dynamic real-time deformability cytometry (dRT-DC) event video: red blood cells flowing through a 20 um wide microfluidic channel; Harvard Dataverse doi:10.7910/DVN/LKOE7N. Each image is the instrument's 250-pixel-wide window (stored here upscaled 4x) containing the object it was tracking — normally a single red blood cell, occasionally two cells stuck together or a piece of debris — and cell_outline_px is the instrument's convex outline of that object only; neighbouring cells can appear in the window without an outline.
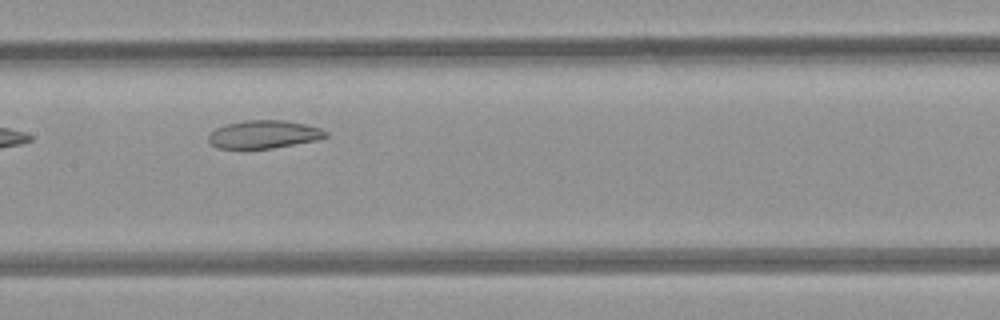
{"species": "common noctule bat (a hibernating species)", "species_latin": "Nyctalus noctula", "temperature_condition": "room temperature", "stored_images_in_passage": 9, "camera_frame_rate_fps": 3000, "um_per_image_px": 0.085, "animal": {"sex": "female", "body_mass_g": 21.9}, "frame": {"image": 1, "passage_image": 8, "time_ms": 8.667, "image_size_px": [1000, 320], "cell_outline_px": [[328, 136], [316, 140], [272, 148], [216, 148], [208, 140], [208, 136], [216, 128], [224, 124], [244, 120], [284, 120], [304, 124], [320, 128], [328, 132]], "centroid_in_image_um": [22.41, 11.41], "position_along_channel_um": 185.0, "area_um2": 19.02}}
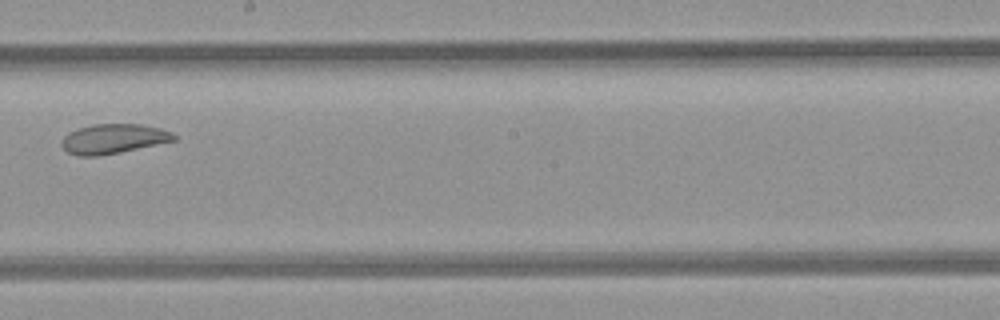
{"frame": {"image": 2, "passage_image": 9, "time_ms": 10.0, "image_size_px": [1000, 320], "cell_outline_px": [[176, 140], [120, 152], [100, 156], [76, 156], [68, 152], [60, 144], [64, 136], [68, 132], [76, 128], [92, 124], [140, 124], [160, 128], [172, 132], [176, 136]], "centroid_in_image_um": [9.6, 11.79], "position_along_channel_um": 238.6, "area_um2": 19.48}}